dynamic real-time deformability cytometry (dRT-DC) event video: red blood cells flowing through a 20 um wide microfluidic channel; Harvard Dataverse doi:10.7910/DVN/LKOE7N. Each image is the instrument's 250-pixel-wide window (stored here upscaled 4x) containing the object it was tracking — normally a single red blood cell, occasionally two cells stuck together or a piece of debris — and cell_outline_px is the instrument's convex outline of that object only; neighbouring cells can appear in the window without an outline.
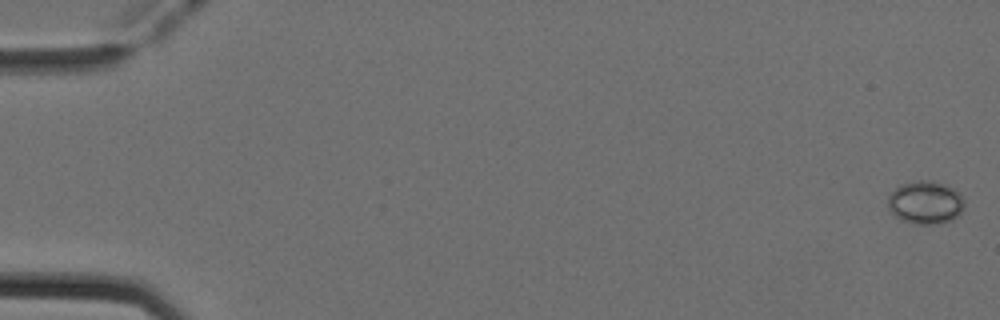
{"species": "Egyptian fruit bat (a non-hibernating species)", "species_latin": "Rousettus aegyptiacus", "temperature_condition": "cold", "stored_images_in_passage": 52, "camera_frame_rate_fps": 3000, "um_per_image_px": 0.085, "animal": {"sex": "female"}, "frame": {"image": 1, "passage_image": 1, "time_ms": 0.0, "image_size_px": [1000, 320], "cell_outline_px": [[964, 208], [952, 220], [936, 224], [916, 224], [900, 220], [888, 208], [888, 196], [900, 184], [920, 180], [928, 180], [952, 188], [960, 192], [964, 200]], "centroid_in_image_um": [78.66, 17.22], "position_along_channel_um": 6.3, "area_um2": 19.07}}
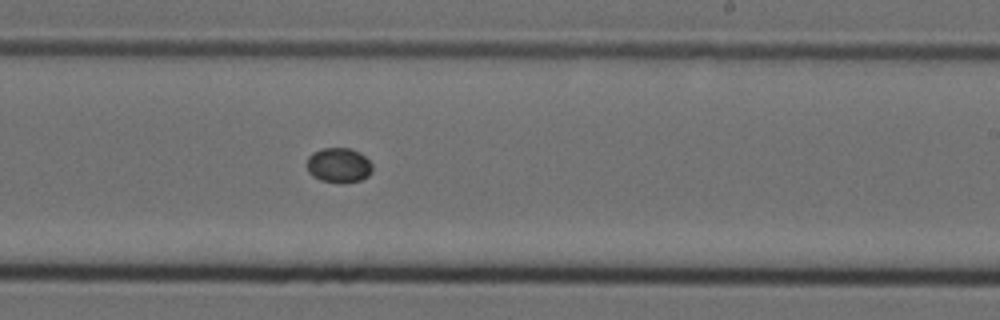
{"frame": {"image": 2, "passage_image": 32, "time_ms": 10.333, "image_size_px": [1000, 320], "cell_outline_px": [[372, 172], [368, 176], [360, 180], [340, 184], [320, 180], [312, 176], [308, 172], [308, 156], [312, 152], [320, 148], [352, 148], [360, 152], [372, 164]], "centroid_in_image_um": [28.79, 14.05], "position_along_channel_um": 260.2, "area_um2": 13.53}}
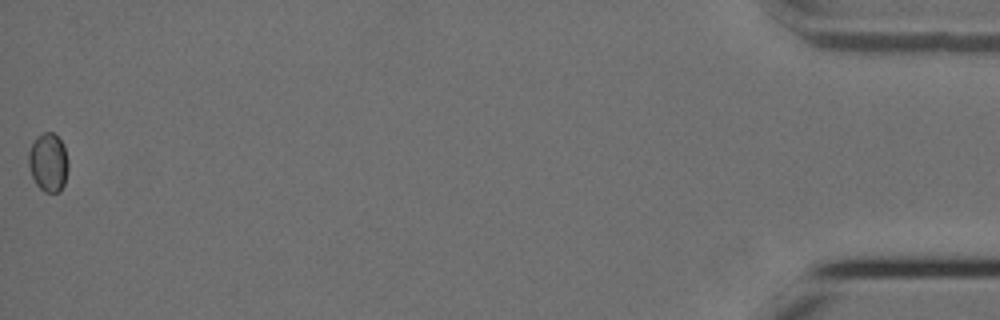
{"frame": {"image": 3, "passage_image": 52, "time_ms": 17.0, "image_size_px": [1000, 320], "cell_outline_px": [[68, 168], [64, 184], [60, 192], [44, 192], [36, 184], [32, 176], [28, 164], [28, 152], [36, 136], [44, 132], [52, 132], [64, 144], [68, 160]], "centroid_in_image_um": [4.11, 13.8], "position_along_channel_um": 431.1, "area_um2": 13.64}}